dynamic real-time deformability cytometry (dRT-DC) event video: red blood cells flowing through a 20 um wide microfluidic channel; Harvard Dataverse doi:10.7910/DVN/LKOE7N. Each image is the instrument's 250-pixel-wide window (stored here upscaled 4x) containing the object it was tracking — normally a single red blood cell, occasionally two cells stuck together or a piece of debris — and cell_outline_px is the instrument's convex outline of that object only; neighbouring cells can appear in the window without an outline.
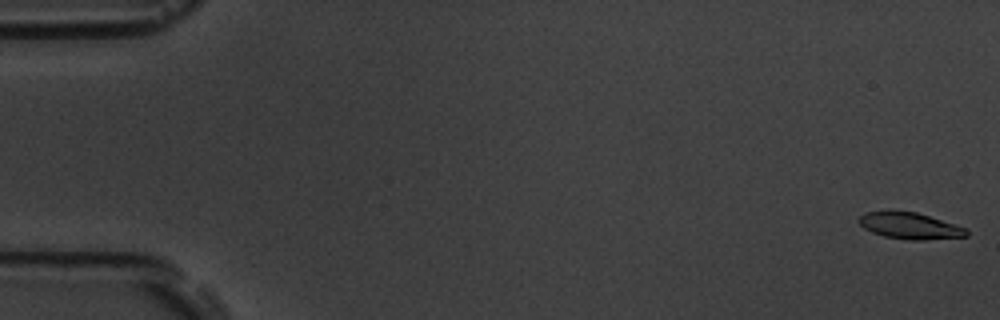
{"species": "common noctule bat (a hibernating species)", "species_latin": "Nyctalus noctula", "temperature_condition": "room temperature", "stored_images_in_passage": 57, "camera_frame_rate_fps": 3000, "um_per_image_px": 0.085, "animal": {"sex": "male", "body_mass_g": 19.5, "forearm_length_mm": 54.6}, "frame": {"image": 1, "passage_image": 1, "time_ms": 0.0, "image_size_px": [1000, 320], "cell_outline_px": [[968, 236], [924, 240], [908, 240], [884, 236], [872, 232], [864, 228], [860, 224], [860, 216], [868, 212], [888, 208], [916, 212], [968, 228]], "centroid_in_image_um": [77.33, 19.16], "position_along_channel_um": 7.7, "area_um2": 16.94}}
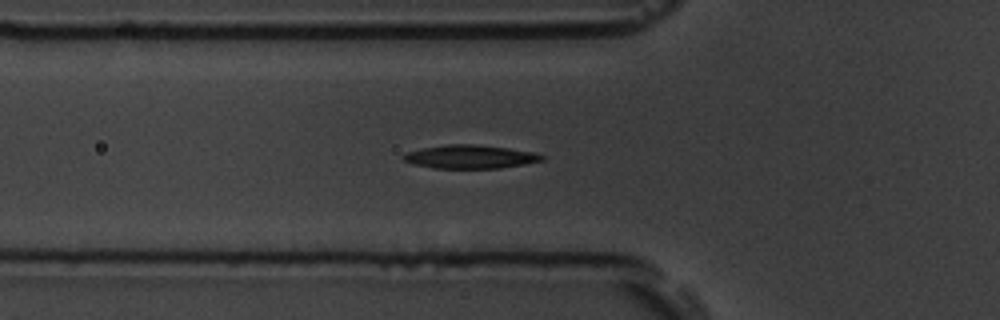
{"frame": {"image": 2, "passage_image": 20, "time_ms": 6.333, "image_size_px": [1000, 320], "cell_outline_px": [[544, 160], [524, 164], [500, 168], [432, 168], [412, 164], [404, 160], [400, 156], [404, 152], [420, 148], [448, 144], [472, 144], [508, 148], [532, 152], [544, 156]], "centroid_in_image_um": [39.88, 13.32], "position_along_channel_um": 85.9, "area_um2": 19.02}}
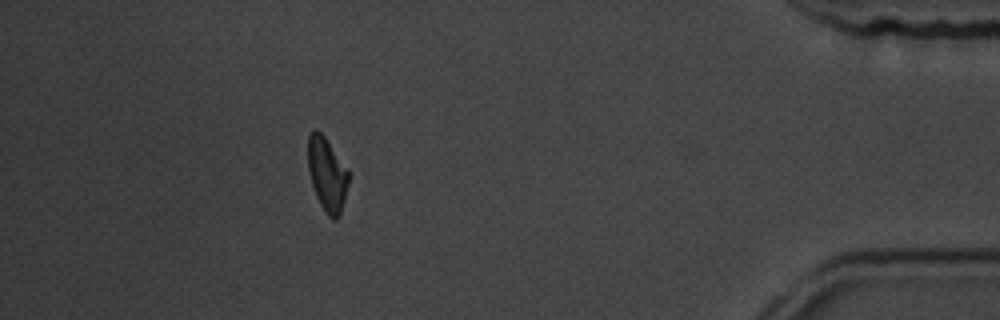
{"frame": {"image": 3, "passage_image": 51, "time_ms": 16.667, "image_size_px": [1000, 320], "cell_outline_px": [[348, 184], [340, 216], [336, 220], [332, 220], [328, 216], [320, 204], [316, 196], [312, 184], [308, 168], [308, 136], [312, 128], [316, 128], [324, 136], [348, 172]], "centroid_in_image_um": [27.77, 14.84], "position_along_channel_um": 407.4, "area_um2": 17.17}, "authors_computed_cell_mechanics": {"area_um2": 18.1492, "velocity_mm_per_s": 3.605, "shape_relaxation_time_tau1_ms": 5.6654, "shape_relaxation_time_tau2_ms": null, "deformation_change_tau1": 0.1826, "deformation_change_tau2": null}}